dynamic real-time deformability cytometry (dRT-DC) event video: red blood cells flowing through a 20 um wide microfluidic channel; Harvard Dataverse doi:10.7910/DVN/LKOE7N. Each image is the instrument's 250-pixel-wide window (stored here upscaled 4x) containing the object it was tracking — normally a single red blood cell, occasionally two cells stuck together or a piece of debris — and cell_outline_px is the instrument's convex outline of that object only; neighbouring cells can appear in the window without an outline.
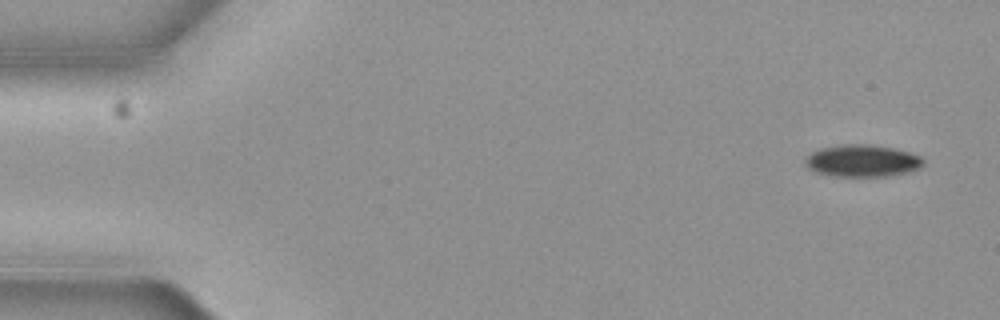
{"species": "common noctule bat (a hibernating species)", "species_latin": "Nyctalus noctula", "temperature_condition": "cold", "stored_images_in_passage": 6, "camera_frame_rate_fps": 3000, "um_per_image_px": 0.085, "animal": {"sex": "female", "body_mass_g": 19.3, "forearm_length_mm": 54.1}, "frame": {"image": 1, "passage_image": 1, "time_ms": 0.0, "image_size_px": [1000, 320], "cell_outline_px": [[924, 164], [920, 168], [912, 172], [892, 176], [832, 176], [812, 172], [804, 164], [804, 160], [812, 152], [820, 148], [848, 144], [868, 144], [892, 148], [908, 152], [920, 156], [924, 160]], "centroid_in_image_um": [73.3, 13.69], "position_along_channel_um": 11.7, "area_um2": 22.31}}
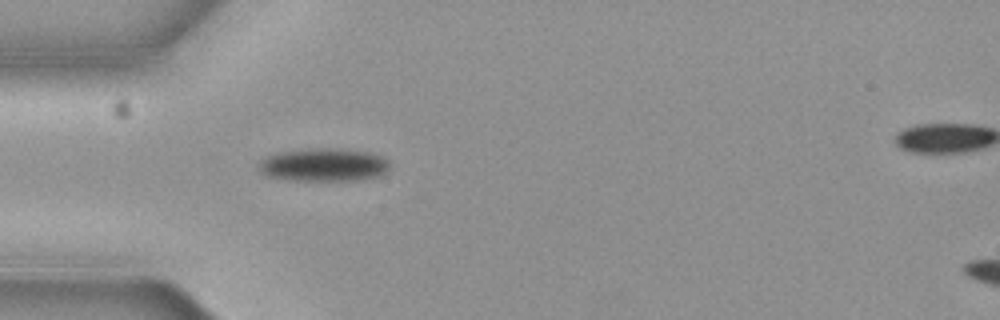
{"frame": {"image": 2, "passage_image": 5, "time_ms": 1.333, "image_size_px": [1000, 320], "cell_outline_px": [[388, 172], [380, 176], [364, 180], [288, 180], [268, 176], [260, 172], [256, 168], [260, 160], [268, 156], [280, 152], [332, 148], [368, 152], [380, 156], [388, 160]], "centroid_in_image_um": [27.52, 14.04], "position_along_channel_um": 57.5, "area_um2": 25.09}}